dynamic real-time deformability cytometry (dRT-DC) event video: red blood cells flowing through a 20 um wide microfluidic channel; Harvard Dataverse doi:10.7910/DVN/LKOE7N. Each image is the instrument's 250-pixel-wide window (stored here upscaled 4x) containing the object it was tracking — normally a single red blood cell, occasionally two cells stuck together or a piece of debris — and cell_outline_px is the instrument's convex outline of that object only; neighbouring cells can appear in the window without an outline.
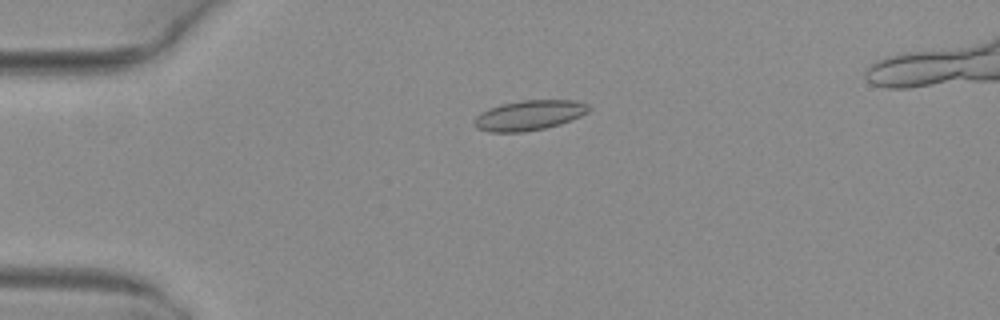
{"species": "common noctule bat (a hibernating species)", "species_latin": "Nyctalus noctula", "temperature_condition": "warm", "stored_images_in_passage": 35, "camera_frame_rate_fps": 3000, "um_per_image_px": 0.085, "animal": {"sex": "female", "body_mass_g": 29.2, "forearm_length_mm": 56.3}, "frame": {"image": 1, "passage_image": 1, "time_ms": 0.0, "image_size_px": [1000, 320], "cell_outline_px": [[592, 108], [588, 112], [572, 120], [560, 124], [544, 128], [524, 132], [488, 132], [476, 128], [472, 124], [472, 120], [480, 112], [488, 108], [500, 104], [520, 100], [572, 100], [588, 104]], "centroid_in_image_um": [44.94, 9.8], "position_along_channel_um": 40.1, "area_um2": 20.35}}
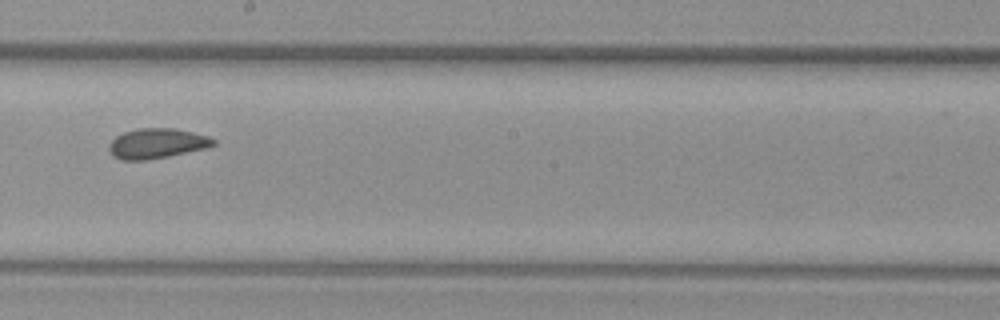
{"frame": {"image": 2, "passage_image": 18, "time_ms": 5.667, "image_size_px": [1000, 320], "cell_outline_px": [[216, 144], [208, 148], [168, 156], [144, 160], [120, 160], [112, 156], [108, 152], [108, 144], [116, 136], [124, 132], [140, 128], [176, 128], [208, 136], [216, 140]], "centroid_in_image_um": [13.32, 12.19], "position_along_channel_um": 234.9, "area_um2": 18.44}}
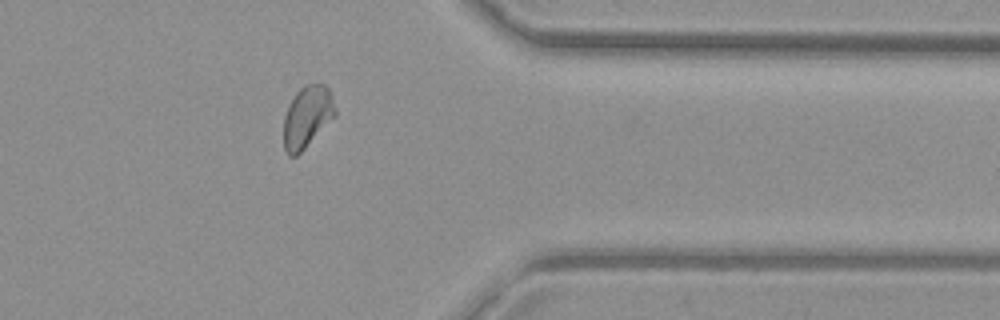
{"frame": {"image": 3, "passage_image": 30, "time_ms": 9.667, "image_size_px": [1000, 320], "cell_outline_px": [[336, 116], [296, 156], [288, 156], [284, 152], [284, 116], [296, 92], [304, 84], [324, 84], [328, 88], [332, 96], [336, 108]], "centroid_in_image_um": [26.12, 9.93], "position_along_channel_um": 385.3, "area_um2": 18.44}, "authors_computed_cell_mechanics": {"area_um2": 18.2648, "velocity_mm_per_s": 4.0615, "shape_relaxation_time_tau1_ms": null, "shape_relaxation_time_tau2_ms": 0.8536, "deformation_change_tau1": null, "deformation_change_tau2": 0.0545}}